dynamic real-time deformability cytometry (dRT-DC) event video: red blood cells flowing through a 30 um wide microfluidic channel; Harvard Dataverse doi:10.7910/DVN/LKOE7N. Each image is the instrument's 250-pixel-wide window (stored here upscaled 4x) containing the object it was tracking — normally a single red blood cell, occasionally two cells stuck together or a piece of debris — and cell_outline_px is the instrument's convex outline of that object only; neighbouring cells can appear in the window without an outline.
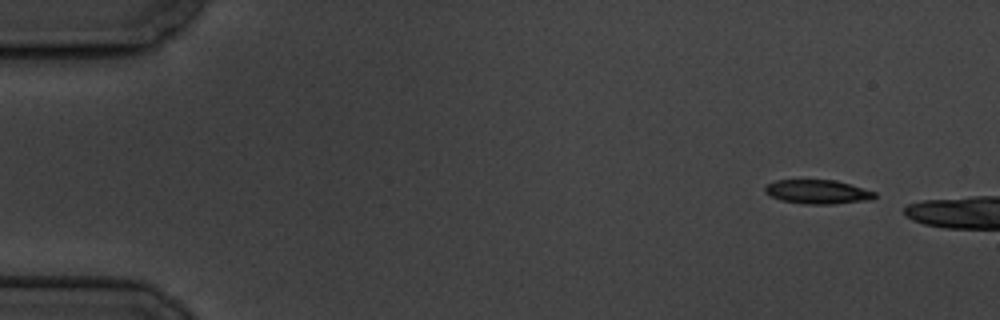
{"species": "common noctule bat (a hibernating species)", "species_latin": "Nyctalus noctula", "temperature_condition": "cold", "stored_images_in_passage": 11, "camera_frame_rate_fps": 3000, "um_per_image_px": 0.085, "animal": {"sex": "male", "body_mass_g": 19.5, "forearm_length_mm": 54.6}, "frame": {"image": 1, "passage_image": 1, "time_ms": 0.0, "image_size_px": [1000, 320], "cell_outline_px": [[876, 196], [872, 200], [836, 204], [804, 204], [780, 200], [764, 192], [764, 188], [768, 184], [776, 180], [836, 180], [876, 192]], "centroid_in_image_um": [69.52, 16.31], "position_along_channel_um": 15.5, "area_um2": 15.43}}